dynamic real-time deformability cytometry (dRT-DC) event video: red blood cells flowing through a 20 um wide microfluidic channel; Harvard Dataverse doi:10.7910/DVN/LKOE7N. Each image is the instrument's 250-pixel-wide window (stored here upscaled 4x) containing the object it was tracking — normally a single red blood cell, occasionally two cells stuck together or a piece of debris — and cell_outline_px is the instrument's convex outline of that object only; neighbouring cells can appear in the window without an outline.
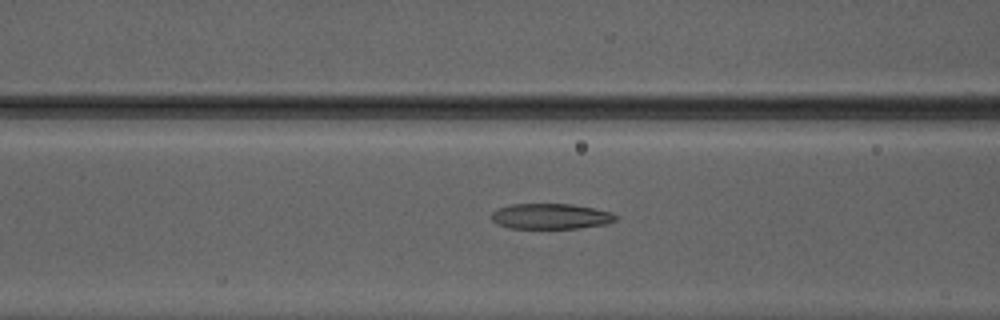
{"species": "Egyptian fruit bat (a non-hibernating species)", "species_latin": "Rousettus aegyptiacus", "temperature_condition": "warm", "stored_images_in_passage": 32, "camera_frame_rate_fps": 3000, "um_per_image_px": 0.085, "animal": {"sex": "male"}, "frame": {"image": 1, "passage_image": 4, "time_ms": 1.0, "image_size_px": [1000, 320], "cell_outline_px": [[620, 216], [616, 220], [608, 224], [576, 228], [512, 228], [496, 224], [488, 216], [496, 208], [512, 204], [572, 204], [596, 208], [612, 212]], "centroid_in_image_um": [46.82, 18.38], "position_along_channel_um": 119.8, "area_um2": 18.79}}
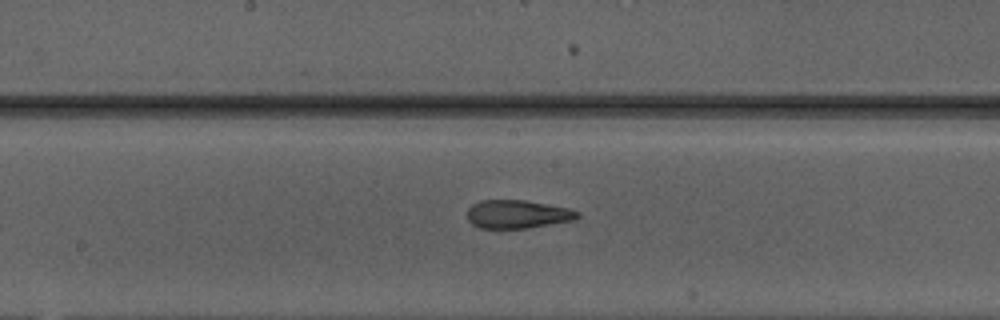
{"frame": {"image": 2, "passage_image": 10, "time_ms": 3.0, "image_size_px": [1000, 320], "cell_outline_px": [[580, 216], [576, 220], [528, 228], [480, 228], [472, 224], [468, 220], [468, 208], [472, 204], [480, 200], [524, 200], [568, 208], [580, 212]], "centroid_in_image_um": [44.0, 18.21], "position_along_channel_um": 204.2, "area_um2": 18.26}}
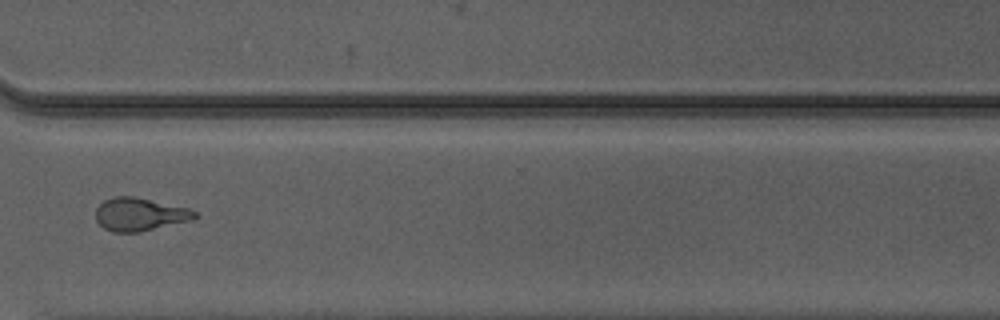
{"frame": {"image": 3, "passage_image": 21, "time_ms": 6.667, "image_size_px": [1000, 320], "cell_outline_px": [[200, 216], [192, 220], [140, 232], [112, 232], [104, 228], [96, 220], [96, 208], [104, 200], [116, 196], [136, 196], [188, 208], [196, 212]], "centroid_in_image_um": [11.89, 18.21], "position_along_channel_um": 358.7, "area_um2": 19.19}}